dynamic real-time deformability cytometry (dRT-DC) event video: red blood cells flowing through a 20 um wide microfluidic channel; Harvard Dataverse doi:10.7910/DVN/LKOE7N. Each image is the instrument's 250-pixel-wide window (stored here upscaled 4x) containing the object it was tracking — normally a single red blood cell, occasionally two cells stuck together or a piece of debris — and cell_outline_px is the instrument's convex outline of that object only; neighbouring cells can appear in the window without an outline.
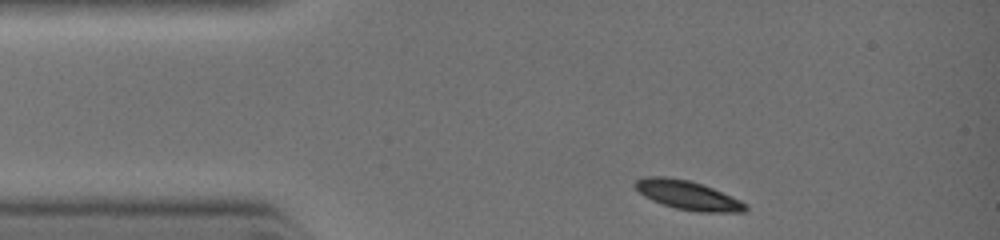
{"species": "common noctule bat (a hibernating species)", "species_latin": "Nyctalus noctula", "temperature_condition": "warm", "stored_images_in_passage": 21, "camera_frame_rate_fps": 3000, "um_per_image_px": 0.085, "animal": {"sex": "female", "body_mass_g": 19.0, "forearm_length_mm": 51.5}, "frame": {"image": 1, "passage_image": 1, "time_ms": 0.0, "image_size_px": [1000, 240], "cell_outline_px": [[748, 208], [744, 212], [700, 212], [676, 208], [652, 200], [644, 196], [632, 184], [636, 180], [644, 176], [664, 176], [688, 180], [712, 188], [740, 200], [748, 204]], "centroid_in_image_um": [58.45, 16.59], "position_along_channel_um": 26.6, "area_um2": 18.5}}
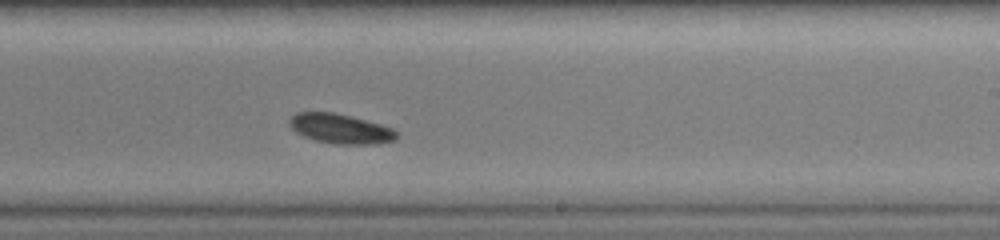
{"frame": {"image": 2, "passage_image": 13, "time_ms": 5.0, "image_size_px": [1000, 240], "cell_outline_px": [[400, 136], [396, 140], [376, 144], [336, 144], [316, 140], [304, 136], [296, 132], [288, 124], [288, 120], [296, 112], [332, 112], [380, 124], [392, 128], [400, 132]], "centroid_in_image_um": [28.97, 10.95], "position_along_channel_um": 260.0, "area_um2": 18.55}}
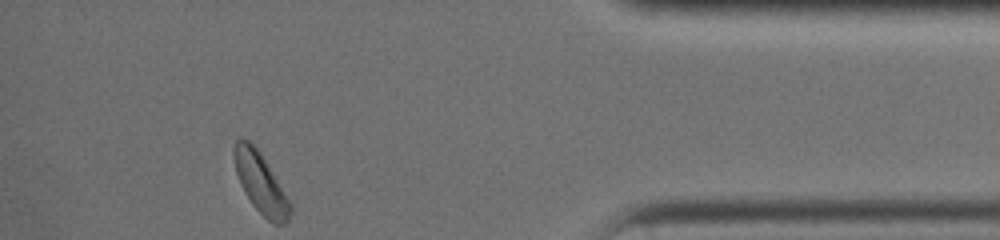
{"frame": {"image": 3, "passage_image": 21, "time_ms": 8.333, "image_size_px": [1000, 240], "cell_outline_px": [[292, 212], [288, 224], [272, 224], [252, 204], [244, 192], [240, 184], [236, 172], [236, 140], [248, 140], [260, 152], [292, 204]], "centroid_in_image_um": [22.23, 15.67], "position_along_channel_um": 413.0, "area_um2": 19.19}}